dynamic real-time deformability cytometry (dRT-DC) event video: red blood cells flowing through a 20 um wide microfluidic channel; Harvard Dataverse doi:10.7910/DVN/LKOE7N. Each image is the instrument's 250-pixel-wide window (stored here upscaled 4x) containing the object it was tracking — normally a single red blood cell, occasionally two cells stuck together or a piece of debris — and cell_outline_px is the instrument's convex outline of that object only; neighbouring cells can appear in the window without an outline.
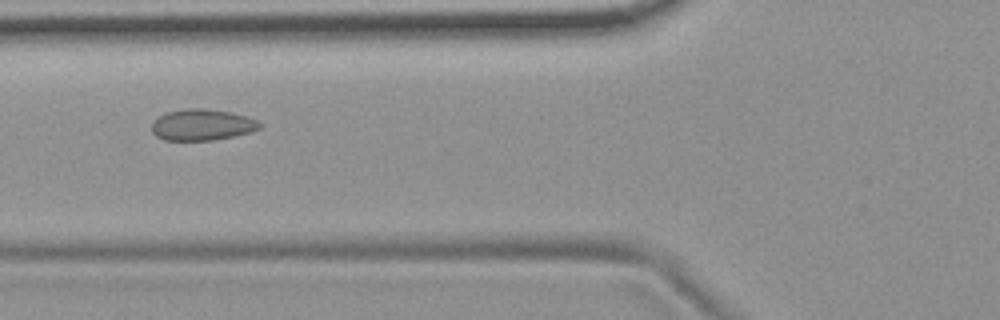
{"species": "common noctule bat (a hibernating species)", "species_latin": "Nyctalus noctula", "temperature_condition": "room temperature", "stored_images_in_passage": 9, "camera_frame_rate_fps": 3000, "um_per_image_px": 0.085, "animal": {"sex": "female", "body_mass_g": 19.9}, "frame": {"image": 1, "passage_image": 6, "time_ms": 1.667, "image_size_px": [1000, 320], "cell_outline_px": [[264, 124], [260, 128], [252, 132], [212, 140], [164, 140], [156, 136], [152, 132], [152, 120], [168, 112], [188, 108], [204, 108], [232, 112], [248, 116]], "centroid_in_image_um": [17.2, 10.6], "position_along_channel_um": 108.6, "area_um2": 19.77}}
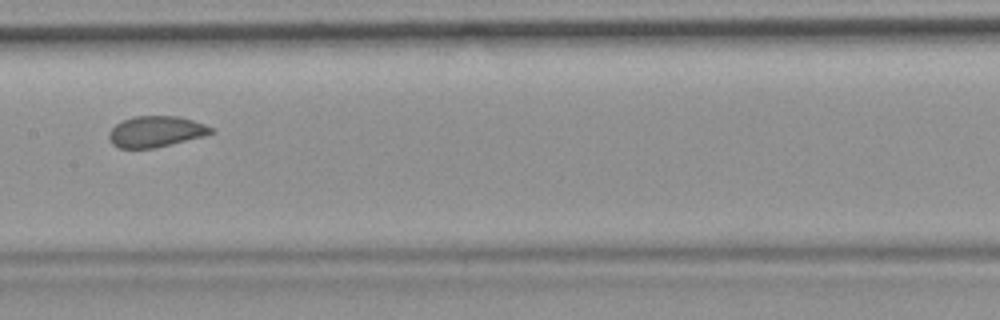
{"frame": {"image": 2, "passage_image": 8, "time_ms": 2.333, "image_size_px": [1000, 320], "cell_outline_px": [[212, 132], [204, 136], [156, 148], [120, 148], [112, 144], [108, 140], [108, 132], [116, 124], [132, 116], [180, 116], [204, 124], [212, 128]], "centroid_in_image_um": [13.21, 11.18], "position_along_channel_um": 194.2, "area_um2": 18.44}}
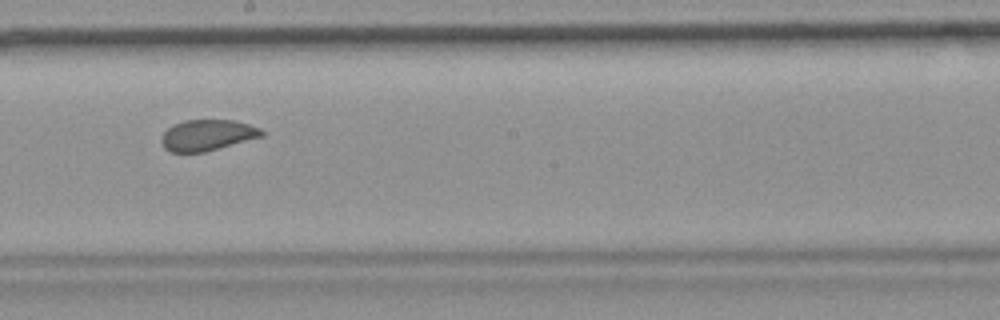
{"frame": {"image": 3, "passage_image": 9, "time_ms": 2.667, "image_size_px": [1000, 320], "cell_outline_px": [[264, 136], [204, 152], [172, 152], [164, 148], [160, 140], [160, 136], [172, 124], [184, 120], [236, 120], [260, 128], [264, 132]], "centroid_in_image_um": [17.6, 11.48], "position_along_channel_um": 230.6, "area_um2": 18.21}}